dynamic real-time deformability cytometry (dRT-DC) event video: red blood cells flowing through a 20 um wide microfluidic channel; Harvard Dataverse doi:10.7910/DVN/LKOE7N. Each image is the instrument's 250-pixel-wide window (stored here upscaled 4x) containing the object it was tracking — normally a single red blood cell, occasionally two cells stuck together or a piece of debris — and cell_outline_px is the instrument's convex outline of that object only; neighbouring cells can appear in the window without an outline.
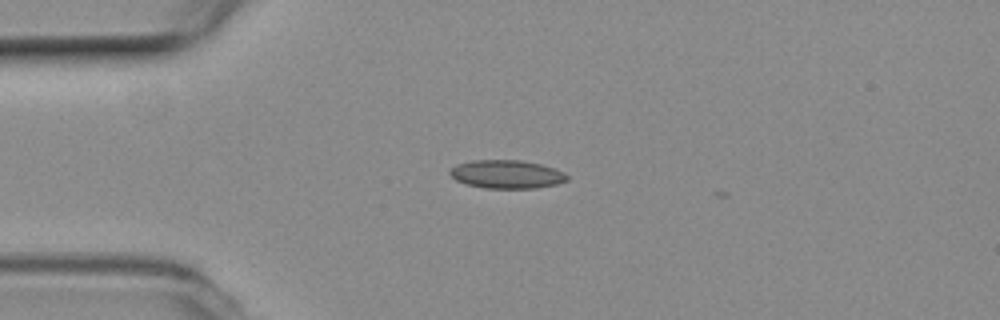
{"species": "common noctule bat (a hibernating species)", "species_latin": "Nyctalus noctula", "temperature_condition": "room temperature", "stored_images_in_passage": 43, "camera_frame_rate_fps": 3000, "um_per_image_px": 0.085, "animal": {"sex": "female", "body_mass_g": 19.3, "forearm_length_mm": 54.1}, "frame": {"image": 1, "passage_image": 1, "time_ms": 0.0, "image_size_px": [1000, 320], "cell_outline_px": [[568, 180], [556, 184], [536, 188], [484, 188], [464, 184], [456, 180], [448, 172], [456, 164], [472, 160], [520, 160], [540, 164], [564, 172], [568, 176]], "centroid_in_image_um": [43.04, 14.81], "position_along_channel_um": 42.0, "area_um2": 19.36}}
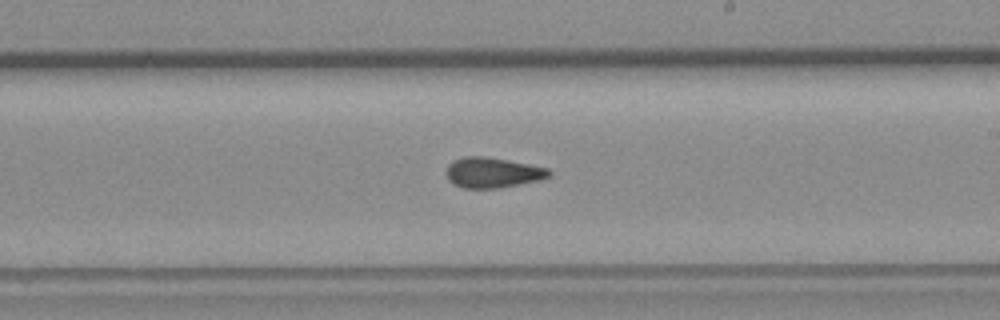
{"frame": {"image": 2, "passage_image": 19, "time_ms": 6.0, "image_size_px": [1000, 320], "cell_outline_px": [[552, 172], [548, 176], [540, 180], [496, 188], [464, 188], [452, 184], [448, 180], [444, 172], [448, 164], [452, 160], [464, 156], [484, 156], [508, 160], [548, 168]], "centroid_in_image_um": [41.8, 14.66], "position_along_channel_um": 247.2, "area_um2": 18.26}}
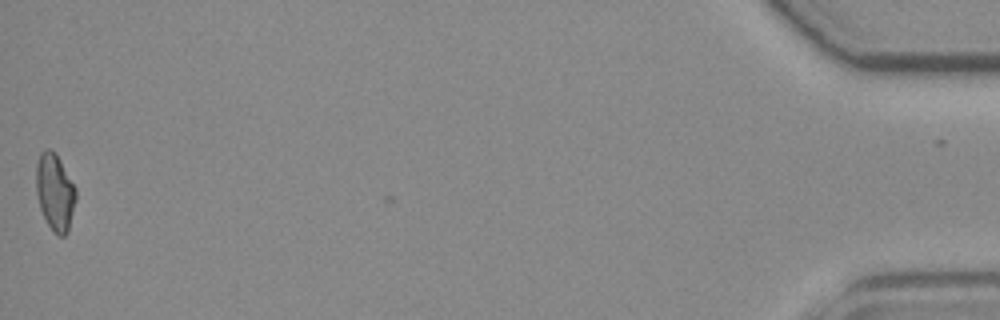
{"frame": {"image": 3, "passage_image": 42, "time_ms": 13.667, "image_size_px": [1000, 320], "cell_outline_px": [[76, 200], [68, 232], [64, 236], [56, 236], [48, 224], [40, 208], [36, 192], [36, 164], [40, 152], [48, 148], [56, 152], [76, 188]], "centroid_in_image_um": [4.67, 16.32], "position_along_channel_um": 430.5, "area_um2": 17.98}, "authors_computed_cell_mechanics": {"area_um2": 17.8024, "velocity_mm_per_s": 3.7774, "shape_relaxation_time_tau1_ms": null, "shape_relaxation_time_tau2_ms": 3.0697, "deformation_change_tau1": null, "deformation_change_tau2": 0.1004}}